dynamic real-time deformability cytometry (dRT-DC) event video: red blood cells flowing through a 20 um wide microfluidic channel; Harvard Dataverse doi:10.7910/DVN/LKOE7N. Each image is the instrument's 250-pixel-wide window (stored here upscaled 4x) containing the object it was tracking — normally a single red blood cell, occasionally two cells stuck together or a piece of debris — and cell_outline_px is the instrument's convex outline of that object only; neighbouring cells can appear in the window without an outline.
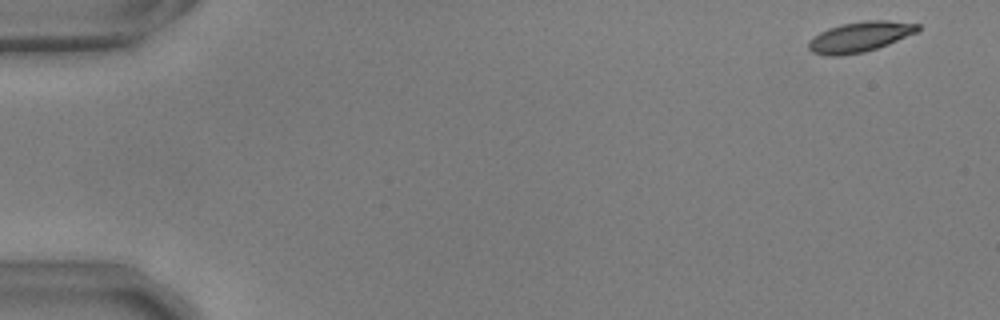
{"species": "common noctule bat (a hibernating species)", "species_latin": "Nyctalus noctula", "temperature_condition": "warm", "stored_images_in_passage": 54, "camera_frame_rate_fps": 3000, "um_per_image_px": 0.085, "animal": {"sex": "male", "body_mass_g": 17.9, "forearm_length_mm": 54.2}, "frame": {"image": 1, "passage_image": 2, "time_ms": 0.333, "image_size_px": [1000, 320], "cell_outline_px": [[920, 28], [916, 32], [888, 44], [864, 52], [840, 56], [824, 56], [812, 52], [808, 48], [808, 44], [820, 32], [828, 28], [840, 24], [864, 20], [888, 20], [920, 24]], "centroid_in_image_um": [73.08, 3.13], "position_along_channel_um": 11.9, "area_um2": 19.19}}
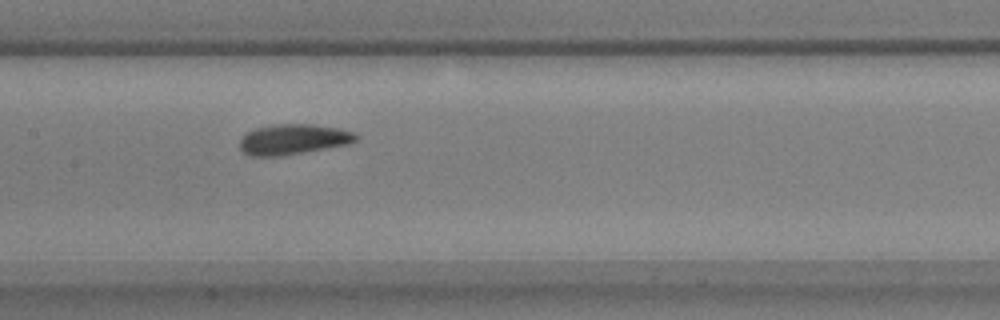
{"frame": {"image": 2, "passage_image": 27, "time_ms": 8.667, "image_size_px": [1000, 320], "cell_outline_px": [[360, 136], [356, 140], [348, 144], [328, 148], [280, 156], [248, 156], [240, 148], [240, 140], [248, 132], [256, 128], [272, 124], [308, 124], [340, 128], [352, 132]], "centroid_in_image_um": [24.93, 11.84], "position_along_channel_um": 182.5, "area_um2": 20.52}}
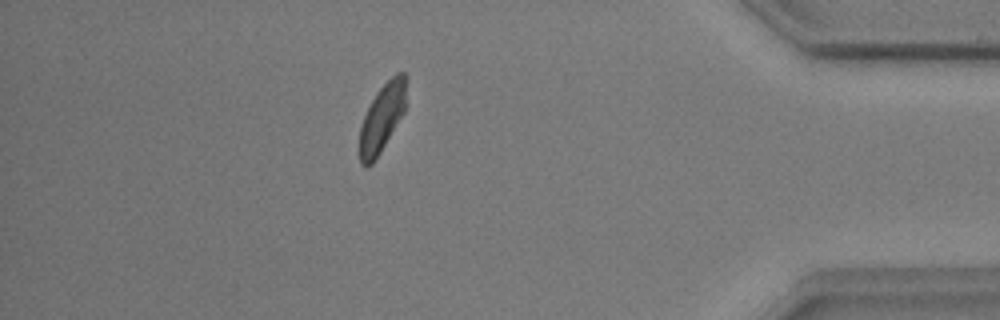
{"frame": {"image": 3, "passage_image": 48, "time_ms": 15.667, "image_size_px": [1000, 320], "cell_outline_px": [[404, 112], [376, 160], [368, 168], [364, 168], [360, 164], [360, 128], [364, 116], [372, 100], [380, 88], [396, 72], [404, 72]], "centroid_in_image_um": [32.43, 10.11], "position_along_channel_um": 402.8, "area_um2": 18.03}, "authors_computed_cell_mechanics": {"area_um2": 19.5653, "velocity_mm_per_s": 3.6825, "shape_relaxation_time_tau1_ms": 3.5415, "shape_relaxation_time_tau2_ms": 1.839, "deformation_change_tau1": 0.0983, "deformation_change_tau2": 0.0644}}